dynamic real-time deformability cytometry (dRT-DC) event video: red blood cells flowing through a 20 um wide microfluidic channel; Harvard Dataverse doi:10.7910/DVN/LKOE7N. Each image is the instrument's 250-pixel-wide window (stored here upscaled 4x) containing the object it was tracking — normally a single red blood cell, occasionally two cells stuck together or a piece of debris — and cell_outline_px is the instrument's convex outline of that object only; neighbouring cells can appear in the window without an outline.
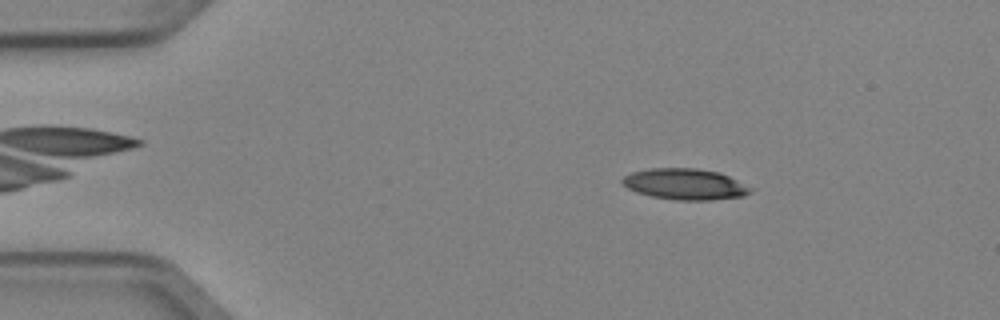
{"species": "Egyptian fruit bat (a non-hibernating species)", "species_latin": "Rousettus aegyptiacus", "temperature_condition": "cold", "stored_images_in_passage": 2, "camera_frame_rate_fps": 3000, "um_per_image_px": 0.085, "animal": {"sex": "female"}, "frame": {"image": 1, "passage_image": 1, "time_ms": 0.0, "image_size_px": [1000, 320], "cell_outline_px": [[756, 188], [752, 192], [744, 196], [712, 200], [676, 200], [652, 196], [636, 192], [628, 188], [620, 180], [624, 176], [632, 172], [648, 168], [696, 168], [720, 172]], "centroid_in_image_um": [58.29, 15.65], "position_along_channel_um": 26.7, "area_um2": 23.47}}